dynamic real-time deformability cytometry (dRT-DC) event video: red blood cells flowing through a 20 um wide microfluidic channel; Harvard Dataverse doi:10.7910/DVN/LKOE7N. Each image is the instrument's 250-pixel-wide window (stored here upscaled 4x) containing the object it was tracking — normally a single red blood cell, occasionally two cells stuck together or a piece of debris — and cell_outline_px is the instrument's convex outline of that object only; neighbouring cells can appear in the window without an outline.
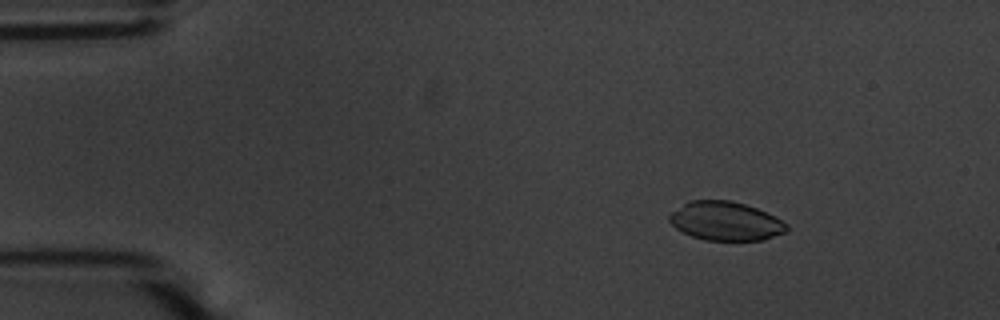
{"species": "common noctule bat (a hibernating species)", "species_latin": "Nyctalus noctula", "temperature_condition": "warm", "stored_images_in_passage": 54, "camera_frame_rate_fps": 3000, "um_per_image_px": 0.085, "animal": {"sex": "male", "body_mass_g": 20.1, "forearm_length_mm": 53.5}, "frame": {"image": 1, "passage_image": 7, "time_ms": 2.0, "image_size_px": [1000, 320], "cell_outline_px": [[788, 232], [764, 240], [704, 240], [692, 236], [676, 228], [668, 220], [668, 216], [672, 212], [688, 200], [732, 200], [756, 208], [776, 216], [788, 224]], "centroid_in_image_um": [61.71, 18.79], "position_along_channel_um": 23.3, "area_um2": 26.7}}
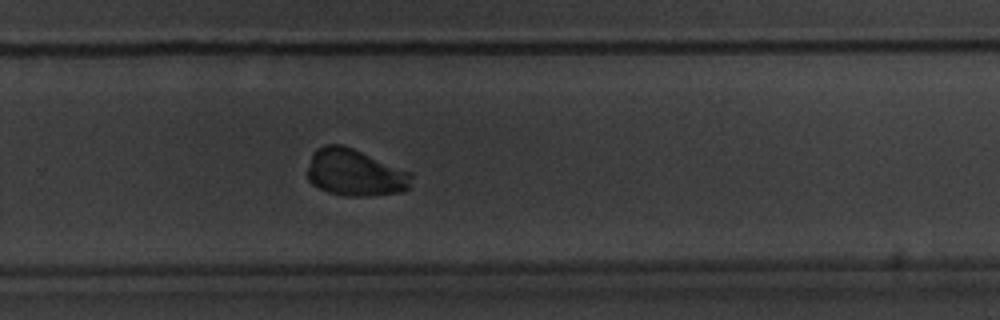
{"frame": {"image": 2, "passage_image": 36, "time_ms": 11.667, "image_size_px": [1000, 320], "cell_outline_px": [[412, 176], [408, 188], [404, 192], [372, 196], [344, 196], [328, 192], [312, 184], [308, 180], [308, 168], [312, 152], [316, 148], [324, 144], [344, 144], [412, 172]], "centroid_in_image_um": [30.17, 14.67], "position_along_channel_um": 299.6, "area_um2": 28.84}}
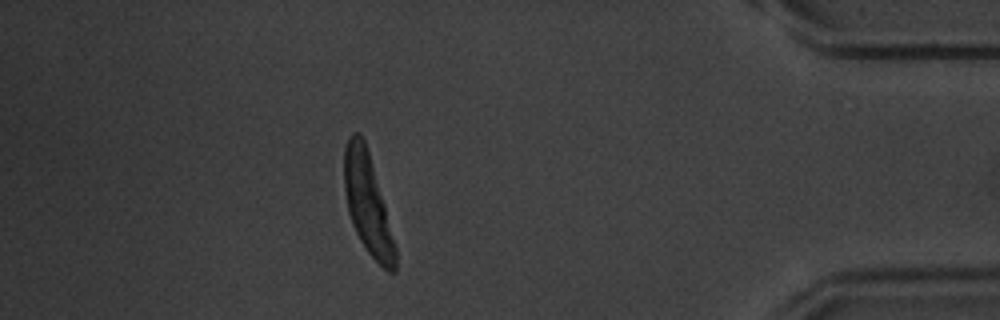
{"frame": {"image": 3, "passage_image": 48, "time_ms": 15.667, "image_size_px": [1000, 320], "cell_outline_px": [[396, 272], [388, 272], [368, 252], [360, 240], [352, 224], [348, 212], [344, 188], [344, 148], [348, 136], [352, 132], [360, 132], [364, 140], [368, 152], [384, 204], [396, 244]], "centroid_in_image_um": [31.23, 17.31], "position_along_channel_um": 404.0, "area_um2": 29.54}, "authors_computed_cell_mechanics": {"area_um2": 29.1023, "velocity_mm_per_s": 3.6738, "shape_relaxation_time_tau1_ms": 4.4151, "shape_relaxation_time_tau2_ms": null, "deformation_change_tau1": 0.253, "deformation_change_tau2": null}}